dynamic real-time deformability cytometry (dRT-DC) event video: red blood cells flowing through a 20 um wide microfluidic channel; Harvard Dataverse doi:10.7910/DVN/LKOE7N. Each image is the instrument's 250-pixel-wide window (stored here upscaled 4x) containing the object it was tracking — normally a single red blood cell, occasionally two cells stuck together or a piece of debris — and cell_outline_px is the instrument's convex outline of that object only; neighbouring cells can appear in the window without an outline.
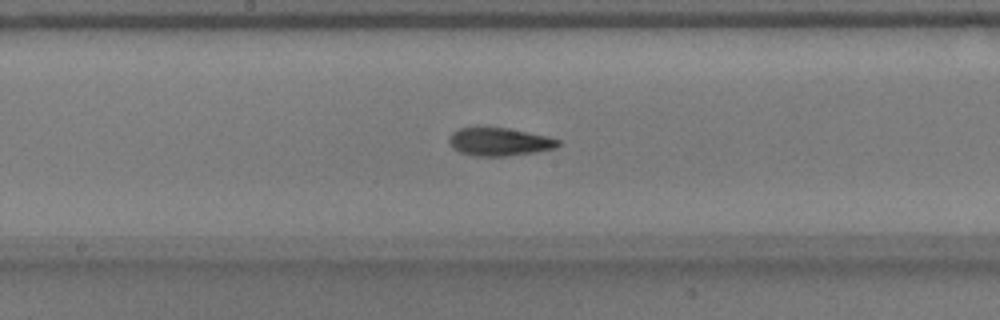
{"species": "common noctule bat (a hibernating species)", "species_latin": "Nyctalus noctula", "temperature_condition": "warm", "stored_images_in_passage": 53, "camera_frame_rate_fps": 3000, "um_per_image_px": 0.085, "animal": {"sex": "male", "body_mass_g": 17.9}, "frame": {"image": 1, "passage_image": 28, "time_ms": 9.0, "image_size_px": [1000, 320], "cell_outline_px": [[560, 144], [556, 148], [536, 152], [508, 156], [476, 156], [460, 152], [452, 148], [448, 140], [452, 132], [460, 128], [476, 124], [508, 128], [548, 136], [560, 140]], "centroid_in_image_um": [42.41, 12.01], "position_along_channel_um": 205.8, "area_um2": 18.5}}
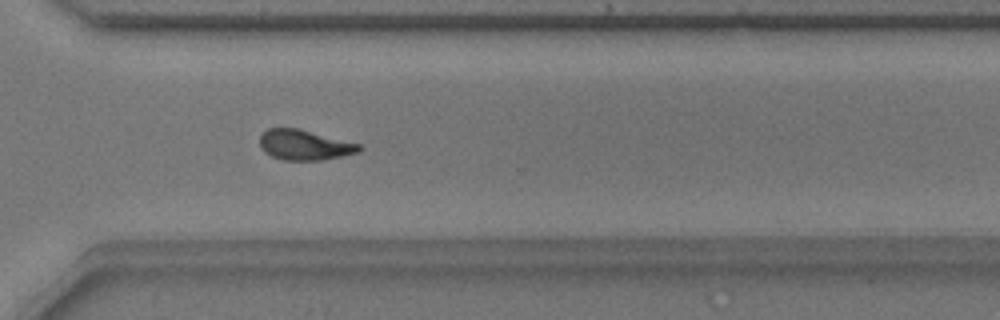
{"frame": {"image": 2, "passage_image": 39, "time_ms": 12.667, "image_size_px": [1000, 320], "cell_outline_px": [[360, 148], [356, 152], [340, 156], [320, 160], [284, 160], [272, 156], [264, 152], [260, 148], [260, 136], [268, 128], [296, 128], [360, 144]], "centroid_in_image_um": [25.81, 12.32], "position_along_channel_um": 344.8, "area_um2": 17.11}}
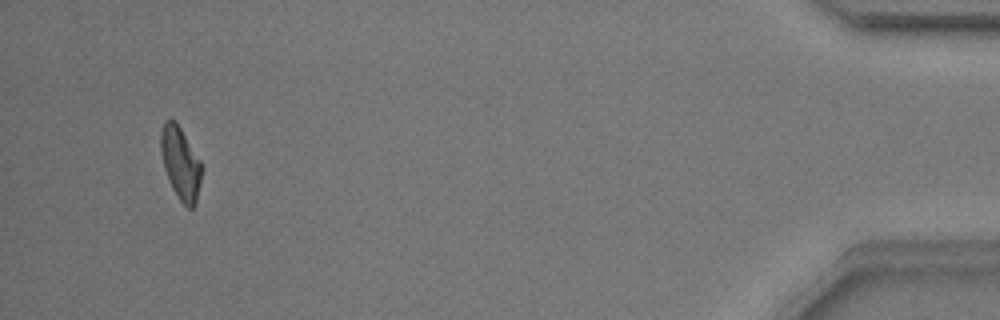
{"frame": {"image": 3, "passage_image": 51, "time_ms": 16.667, "image_size_px": [1000, 320], "cell_outline_px": [[200, 180], [196, 204], [192, 208], [188, 208], [180, 200], [172, 188], [164, 168], [160, 148], [160, 132], [164, 124], [168, 120], [176, 120], [200, 160]], "centroid_in_image_um": [15.32, 13.86], "position_along_channel_um": 419.9, "area_um2": 16.94}, "authors_computed_cell_mechanics": {"area_um2": 17.34, "velocity_mm_per_s": 3.8, "shape_relaxation_time_tau1_ms": 7.8335, "shape_relaxation_time_tau2_ms": 3.0494, "deformation_change_tau1": 0.2127, "deformation_change_tau2": 0.1006}}